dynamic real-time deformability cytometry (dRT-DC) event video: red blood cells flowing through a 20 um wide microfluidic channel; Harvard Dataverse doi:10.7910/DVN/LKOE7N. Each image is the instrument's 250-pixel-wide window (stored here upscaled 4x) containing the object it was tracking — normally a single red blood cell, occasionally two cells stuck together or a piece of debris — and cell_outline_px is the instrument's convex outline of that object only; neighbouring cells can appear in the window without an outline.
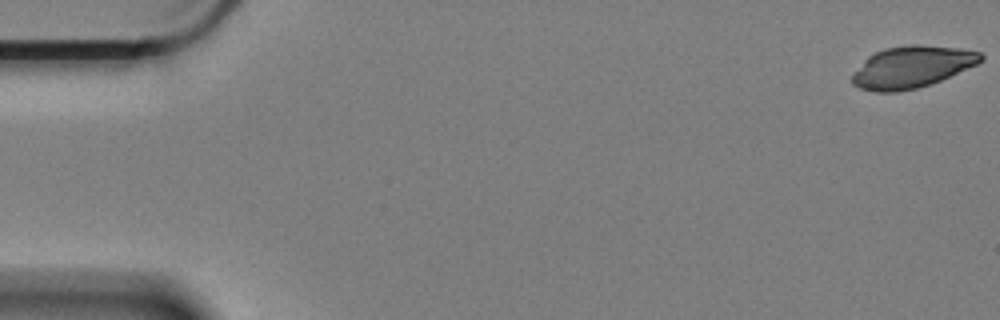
{"species": "Egyptian fruit bat (a non-hibernating species)", "species_latin": "Rousettus aegyptiacus", "temperature_condition": "cold", "stored_images_in_passage": 14, "camera_frame_rate_fps": 3000, "um_per_image_px": 0.085, "animal": {"sex": "female"}, "frame": {"image": 1, "passage_image": 1, "time_ms": 0.0, "image_size_px": [1000, 320], "cell_outline_px": [[984, 60], [976, 64], [940, 80], [916, 88], [896, 92], [876, 92], [860, 88], [852, 84], [852, 76], [864, 60], [868, 56], [884, 48], [908, 44], [920, 44], [956, 48], [980, 52], [984, 56]], "centroid_in_image_um": [77.49, 5.68], "position_along_channel_um": 7.5, "area_um2": 30.98}}